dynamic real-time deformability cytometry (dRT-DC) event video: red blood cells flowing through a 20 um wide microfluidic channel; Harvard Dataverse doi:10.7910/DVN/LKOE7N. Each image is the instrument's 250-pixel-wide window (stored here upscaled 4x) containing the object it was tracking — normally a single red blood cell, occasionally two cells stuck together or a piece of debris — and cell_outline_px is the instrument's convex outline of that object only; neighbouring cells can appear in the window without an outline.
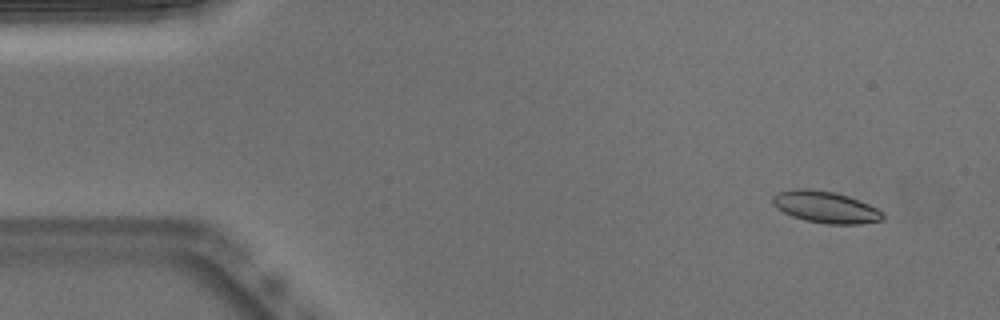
{"species": "Egyptian fruit bat (a non-hibernating species)", "species_latin": "Rousettus aegyptiacus", "temperature_condition": "warm", "stored_images_in_passage": 52, "camera_frame_rate_fps": 3000, "um_per_image_px": 0.085, "animal": {"sex": "male"}, "frame": {"image": 1, "passage_image": 4, "time_ms": 1.0, "image_size_px": [1000, 320], "cell_outline_px": [[884, 220], [860, 224], [828, 224], [804, 220], [792, 216], [776, 208], [772, 204], [772, 196], [780, 192], [792, 188], [808, 188], [836, 192], [848, 196], [868, 204], [884, 212]], "centroid_in_image_um": [70.16, 17.6], "position_along_channel_um": 14.8, "area_um2": 20.52}}
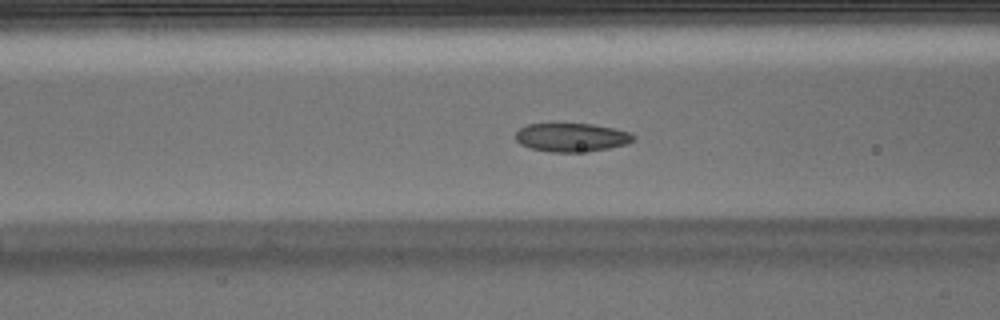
{"frame": {"image": 2, "passage_image": 20, "time_ms": 6.333, "image_size_px": [1000, 320], "cell_outline_px": [[636, 136], [632, 140], [624, 144], [608, 148], [576, 152], [552, 152], [532, 148], [520, 144], [516, 140], [516, 132], [520, 128], [528, 124], [592, 124], [632, 132]], "centroid_in_image_um": [48.57, 11.67], "position_along_channel_um": 118.0, "area_um2": 19.31}}
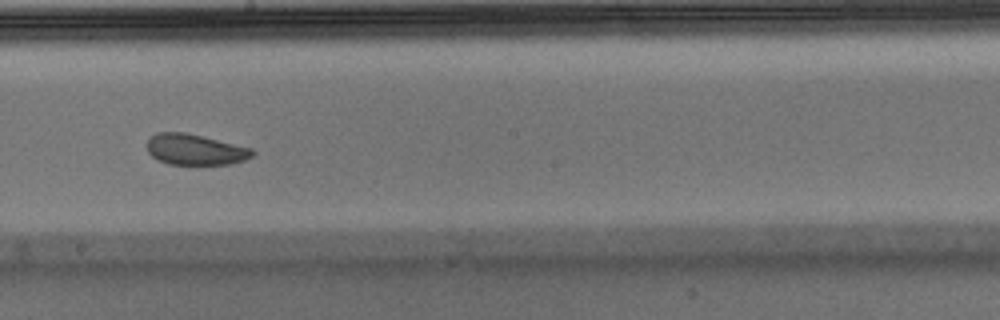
{"frame": {"image": 3, "passage_image": 29, "time_ms": 9.333, "image_size_px": [1000, 320], "cell_outline_px": [[256, 152], [252, 156], [244, 160], [232, 164], [168, 164], [156, 160], [148, 152], [144, 144], [156, 132], [184, 132], [204, 136], [252, 148]], "centroid_in_image_um": [16.56, 12.71], "position_along_channel_um": 231.6, "area_um2": 19.19}, "authors_computed_cell_mechanics": {"area_um2": 20.3167, "velocity_mm_per_s": 3.7851, "shape_relaxation_time_tau1_ms": 3.6669, "shape_relaxation_time_tau2_ms": 4.601, "deformation_change_tau1": 0.0852, "deformation_change_tau2": 0.09}}